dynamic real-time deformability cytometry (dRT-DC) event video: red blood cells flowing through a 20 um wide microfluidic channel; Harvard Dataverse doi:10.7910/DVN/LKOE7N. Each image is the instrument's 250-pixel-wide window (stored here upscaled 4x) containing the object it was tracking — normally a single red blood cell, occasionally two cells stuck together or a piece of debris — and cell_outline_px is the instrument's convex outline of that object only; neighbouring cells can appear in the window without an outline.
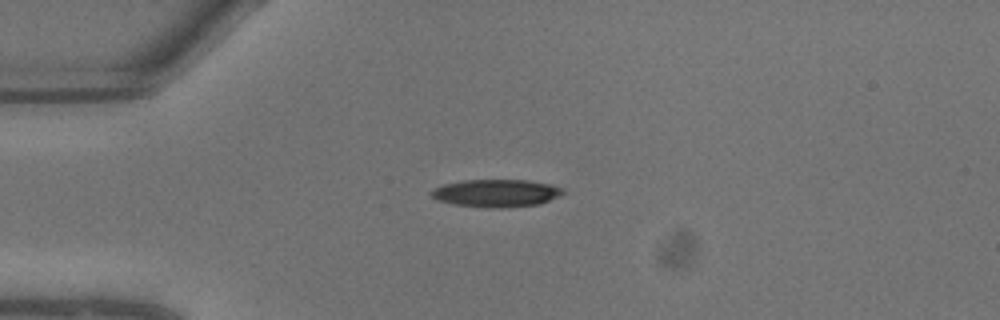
{"species": "common noctule bat (a hibernating species)", "species_latin": "Nyctalus noctula", "temperature_condition": "warm", "stored_images_in_passage": 2, "camera_frame_rate_fps": 3000, "um_per_image_px": 0.085, "animal": {"sex": "male", "body_mass_g": 13.3}, "frame": {"image": 1, "passage_image": 1, "time_ms": 0.0, "image_size_px": [1000, 320], "cell_outline_px": [[564, 192], [540, 204], [500, 208], [484, 208], [452, 204], [436, 200], [428, 192], [444, 184], [464, 180], [528, 180], [552, 184], [564, 188]], "centroid_in_image_um": [42.15, 16.42], "position_along_channel_um": 42.8, "area_um2": 21.27}}